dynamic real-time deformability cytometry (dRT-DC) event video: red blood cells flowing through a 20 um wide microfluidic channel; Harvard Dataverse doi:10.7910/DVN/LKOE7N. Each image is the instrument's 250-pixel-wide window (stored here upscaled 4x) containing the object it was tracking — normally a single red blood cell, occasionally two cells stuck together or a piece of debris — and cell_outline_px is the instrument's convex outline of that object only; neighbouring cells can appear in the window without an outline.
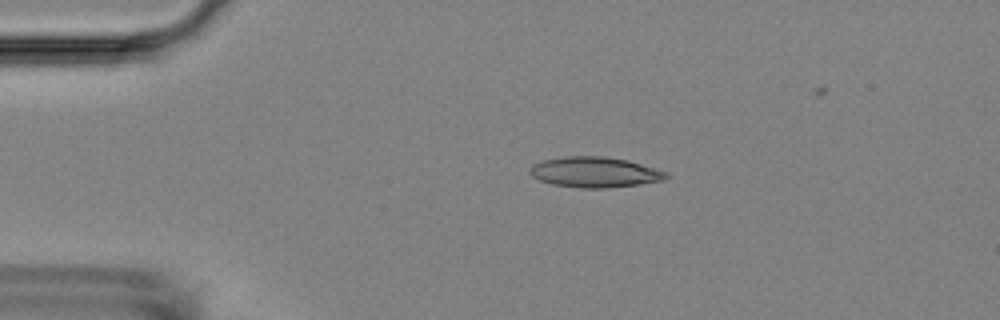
{"species": "Egyptian fruit bat (a non-hibernating species)", "species_latin": "Rousettus aegyptiacus", "temperature_condition": "room temperature", "stored_images_in_passage": 7, "camera_frame_rate_fps": 3000, "um_per_image_px": 0.085, "animal": {"sex": "female"}, "frame": {"image": 1, "passage_image": 3, "time_ms": 2.333, "image_size_px": [1000, 320], "cell_outline_px": [[668, 176], [664, 180], [640, 184], [608, 188], [584, 188], [552, 184], [540, 180], [532, 176], [528, 172], [528, 168], [532, 164], [540, 160], [564, 156], [604, 156], [628, 160], [668, 172]], "centroid_in_image_um": [50.52, 14.62], "position_along_channel_um": 34.5, "area_um2": 24.39}}